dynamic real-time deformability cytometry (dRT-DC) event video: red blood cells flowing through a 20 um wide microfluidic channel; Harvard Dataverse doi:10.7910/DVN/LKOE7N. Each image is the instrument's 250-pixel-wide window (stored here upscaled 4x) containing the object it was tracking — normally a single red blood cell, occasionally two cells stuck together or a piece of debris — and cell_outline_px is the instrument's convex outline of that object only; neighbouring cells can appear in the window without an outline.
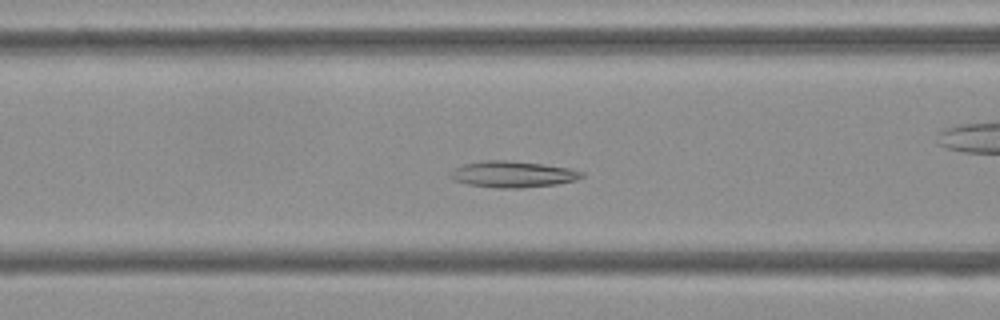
{"species": "Egyptian fruit bat (a non-hibernating species)", "species_latin": "Rousettus aegyptiacus", "temperature_condition": "cold", "stored_images_in_passage": 48, "camera_frame_rate_fps": 3000, "um_per_image_px": 0.085, "frame": {"image": 1, "passage_image": 14, "time_ms": 4.333, "image_size_px": [1000, 320], "cell_outline_px": [[584, 176], [576, 180], [556, 184], [520, 188], [496, 188], [468, 184], [456, 180], [448, 176], [452, 168], [464, 164], [484, 160], [508, 160], [544, 164], [568, 168], [584, 172]], "centroid_in_image_um": [43.57, 14.8], "position_along_channel_um": 123.0, "area_um2": 20.17}}
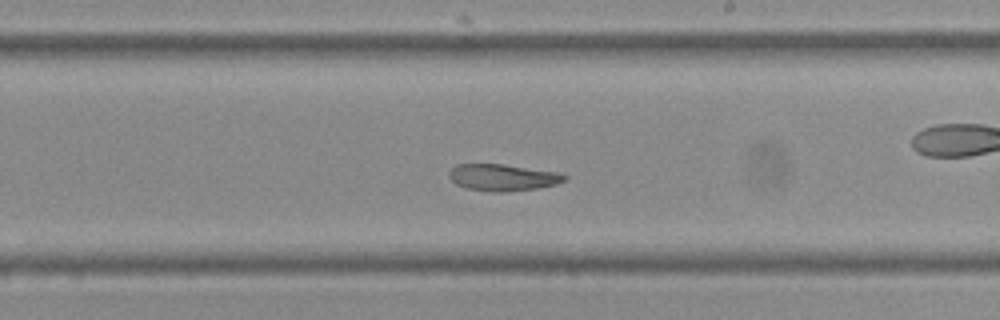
{"frame": {"image": 2, "passage_image": 24, "time_ms": 7.667, "image_size_px": [1000, 320], "cell_outline_px": [[568, 180], [556, 184], [536, 188], [504, 192], [492, 192], [468, 188], [456, 184], [448, 176], [448, 172], [456, 164], [504, 164], [564, 172], [568, 176]], "centroid_in_image_um": [42.81, 15.07], "position_along_channel_um": 246.2, "area_um2": 18.26}}
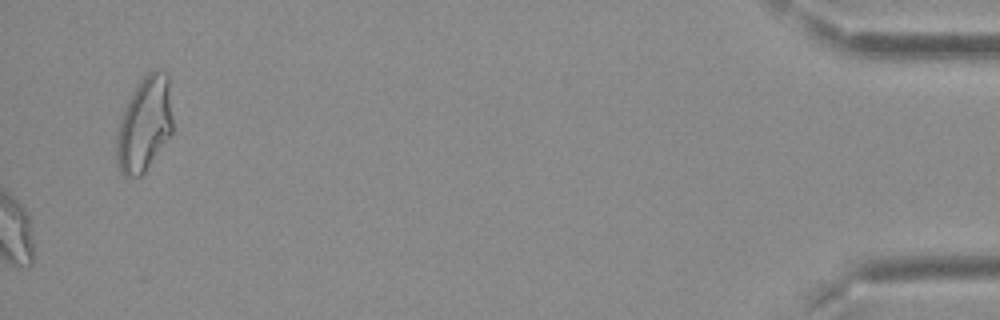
{"frame": {"image": 3, "passage_image": 48, "time_ms": 15.667, "image_size_px": [1000, 320], "cell_outline_px": [[172, 132], [144, 172], [140, 176], [124, 176], [120, 172], [116, 164], [116, 132], [124, 108], [128, 100], [140, 80], [148, 72], [156, 68], [168, 72], [172, 120]], "centroid_in_image_um": [12.26, 10.54], "position_along_channel_um": 422.9, "area_um2": 30.98}}